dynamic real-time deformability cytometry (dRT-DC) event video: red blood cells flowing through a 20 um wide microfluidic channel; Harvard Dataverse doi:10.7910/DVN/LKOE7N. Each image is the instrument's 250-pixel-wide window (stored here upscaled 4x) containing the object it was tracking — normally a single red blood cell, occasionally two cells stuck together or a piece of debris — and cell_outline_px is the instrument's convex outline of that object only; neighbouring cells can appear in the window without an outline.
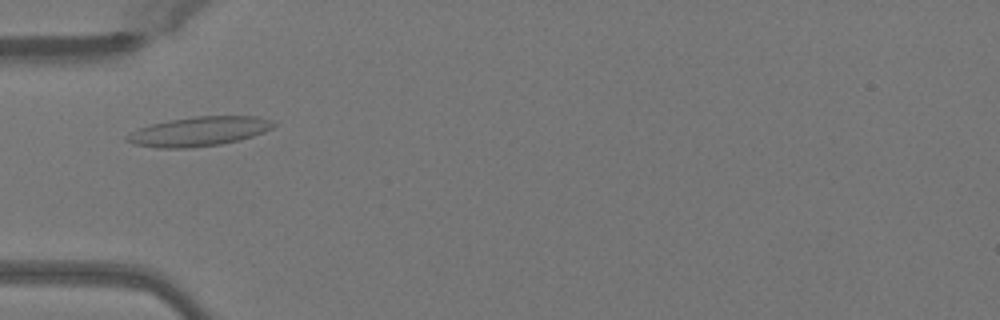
{"species": "Egyptian fruit bat (a non-hibernating species)", "species_latin": "Rousettus aegyptiacus", "temperature_condition": "warm", "stored_images_in_passage": 49, "camera_frame_rate_fps": 3000, "um_per_image_px": 0.085, "animal": {"sex": "female"}, "frame": {"image": 1, "passage_image": 14, "time_ms": 4.333, "image_size_px": [1000, 320], "cell_outline_px": [[276, 124], [272, 128], [264, 132], [240, 140], [220, 144], [188, 148], [156, 148], [136, 144], [124, 140], [124, 136], [140, 128], [152, 124], [192, 116], [256, 116], [272, 120]], "centroid_in_image_um": [16.93, 11.17], "position_along_channel_um": 68.1, "area_um2": 24.97}}
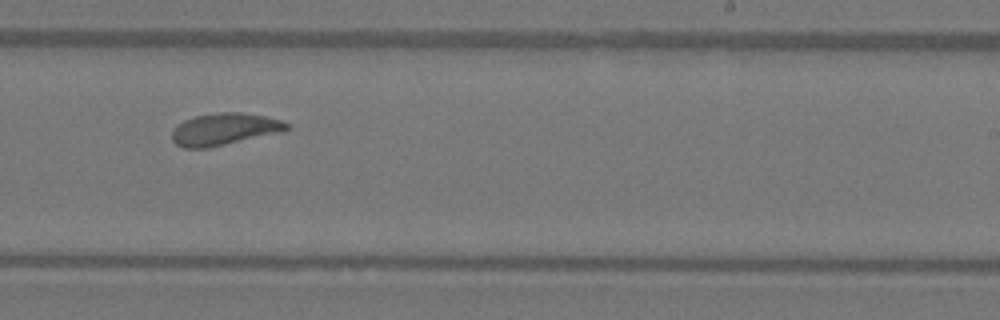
{"frame": {"image": 2, "passage_image": 29, "time_ms": 9.333, "image_size_px": [1000, 320], "cell_outline_px": [[292, 128], [280, 132], [208, 148], [184, 148], [176, 144], [172, 140], [172, 132], [176, 124], [184, 120], [196, 116], [216, 112], [240, 112], [264, 116], [280, 120], [288, 124]], "centroid_in_image_um": [19.04, 10.98], "position_along_channel_um": 270.0, "area_um2": 21.33}}
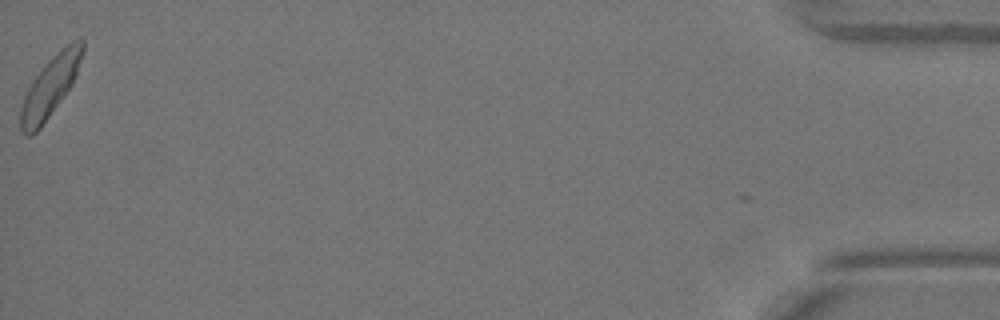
{"frame": {"image": 3, "passage_image": 48, "time_ms": 15.667, "image_size_px": [1000, 320], "cell_outline_px": [[84, 48], [76, 76], [72, 84], [40, 128], [32, 136], [24, 136], [20, 132], [20, 108], [24, 96], [32, 80], [52, 56], [60, 48], [72, 40], [80, 36], [84, 40]], "centroid_in_image_um": [4.26, 7.35], "position_along_channel_um": 430.9, "area_um2": 21.79}, "authors_computed_cell_mechanics": {"area_um2": 21.3282, "velocity_mm_per_s": 4.0439, "shape_relaxation_time_tau1_ms": null, "shape_relaxation_time_tau2_ms": 1.73, "deformation_change_tau1": null, "deformation_change_tau2": 0.0836}}